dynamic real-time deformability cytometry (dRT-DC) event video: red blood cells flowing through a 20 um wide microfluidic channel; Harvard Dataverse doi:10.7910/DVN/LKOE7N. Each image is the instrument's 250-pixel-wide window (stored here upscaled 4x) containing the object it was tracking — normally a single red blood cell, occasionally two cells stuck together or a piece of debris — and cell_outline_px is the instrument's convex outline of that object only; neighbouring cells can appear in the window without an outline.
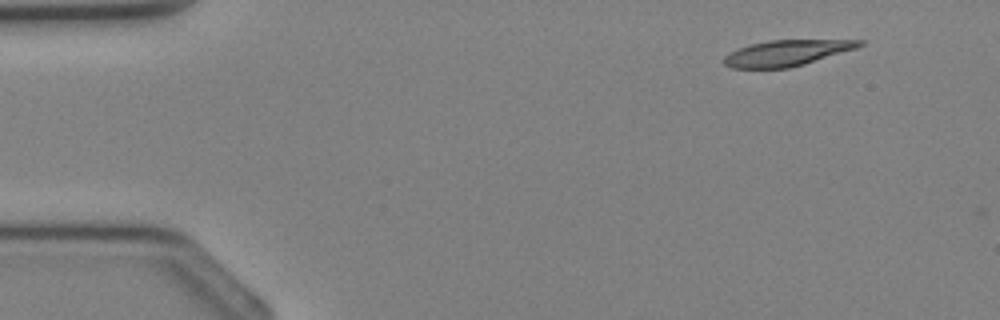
{"species": "Egyptian fruit bat (a non-hibernating species)", "species_latin": "Rousettus aegyptiacus", "temperature_condition": "cold", "stored_images_in_passage": 2, "camera_frame_rate_fps": 3000, "um_per_image_px": 0.085, "animal": {"sex": "female"}, "frame": {"image": 1, "passage_image": 1, "time_ms": 0.0, "image_size_px": [1000, 320], "cell_outline_px": [[868, 40], [864, 44], [856, 48], [804, 64], [788, 68], [732, 68], [724, 64], [724, 56], [728, 52], [752, 44], [768, 40]], "centroid_in_image_um": [66.87, 4.5], "position_along_channel_um": 18.1, "area_um2": 20.23}}